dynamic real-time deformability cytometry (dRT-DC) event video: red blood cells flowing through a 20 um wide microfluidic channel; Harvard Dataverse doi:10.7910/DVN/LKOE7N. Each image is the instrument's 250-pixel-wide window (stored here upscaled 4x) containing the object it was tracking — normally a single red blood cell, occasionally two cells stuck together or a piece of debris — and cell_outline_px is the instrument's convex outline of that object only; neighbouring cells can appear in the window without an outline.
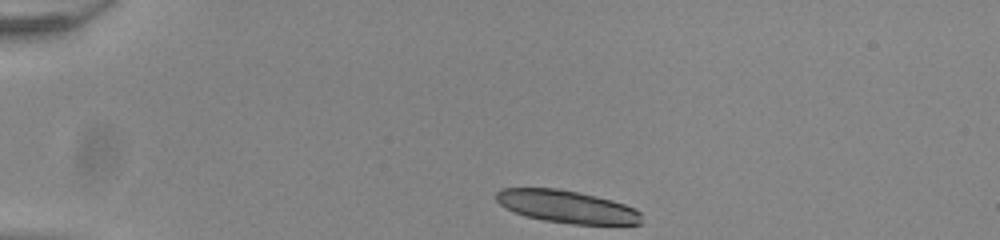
{"species": "common noctule bat (a hibernating species)", "species_latin": "Nyctalus noctula", "temperature_condition": "room temperature", "stored_images_in_passage": 36, "camera_frame_rate_fps": 3000, "um_per_image_px": 0.085, "animal": {"sex": "male", "body_mass_g": 20.0, "forearm_length_mm": 53.3}, "frame": {"image": 1, "passage_image": 1, "time_ms": 0.0, "image_size_px": [1000, 240], "cell_outline_px": [[640, 224], [572, 224], [544, 220], [528, 216], [504, 208], [496, 200], [496, 192], [500, 188], [560, 188], [612, 200], [624, 204], [640, 212]], "centroid_in_image_um": [48.13, 17.55], "position_along_channel_um": 36.9, "area_um2": 27.28}}
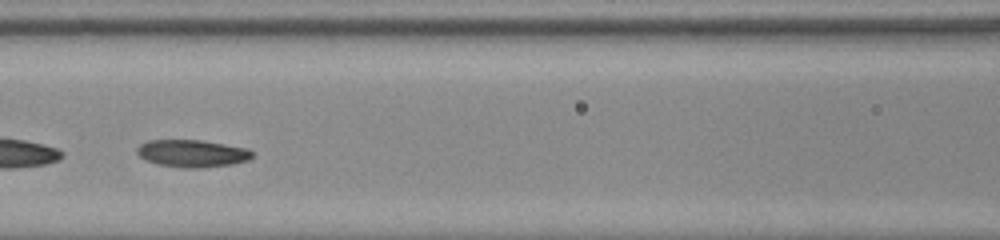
{"frame": {"image": 2, "passage_image": 15, "time_ms": 4.667, "image_size_px": [1000, 240], "cell_outline_px": [[252, 156], [248, 160], [232, 164], [196, 168], [180, 168], [156, 164], [144, 160], [136, 152], [136, 148], [140, 144], [148, 140], [200, 140], [248, 148], [252, 152]], "centroid_in_image_um": [16.29, 13.04], "position_along_channel_um": 150.3, "area_um2": 18.44}}
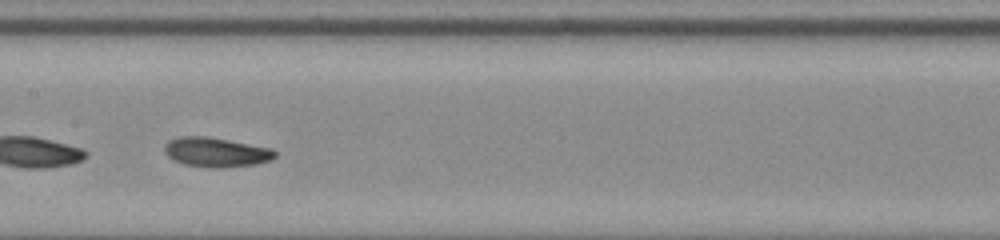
{"frame": {"image": 3, "passage_image": 18, "time_ms": 5.667, "image_size_px": [1000, 240], "cell_outline_px": [[276, 156], [272, 160], [256, 164], [224, 168], [212, 168], [188, 164], [176, 160], [168, 156], [164, 152], [164, 144], [168, 140], [180, 136], [204, 136], [228, 140], [272, 148], [276, 152]], "centroid_in_image_um": [18.39, 12.93], "position_along_channel_um": 189.0, "area_um2": 18.96}, "authors_computed_cell_mechanics": {"area_um2": 18.5827, "velocity_mm_per_s": 3.8919, "shape_relaxation_time_tau1_ms": null, "shape_relaxation_time_tau2_ms": 3.7771, "deformation_change_tau1": null, "deformation_change_tau2": 0.1078}}